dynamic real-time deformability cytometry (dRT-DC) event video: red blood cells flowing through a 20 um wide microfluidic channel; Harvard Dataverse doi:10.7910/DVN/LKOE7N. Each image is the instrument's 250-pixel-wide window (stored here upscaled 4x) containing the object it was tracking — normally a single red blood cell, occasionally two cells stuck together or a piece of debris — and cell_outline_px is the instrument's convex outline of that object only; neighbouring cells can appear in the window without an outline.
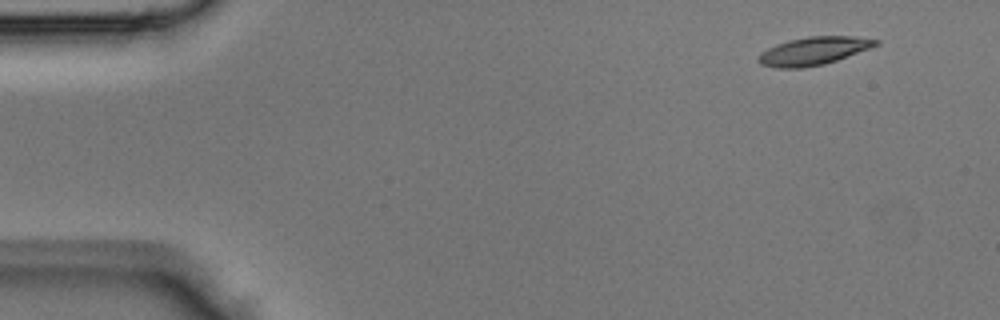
{"species": "Egyptian fruit bat (a non-hibernating species)", "species_latin": "Rousettus aegyptiacus", "temperature_condition": "room temperature", "stored_images_in_passage": 4, "camera_frame_rate_fps": 3000, "um_per_image_px": 0.085, "animal": {"sex": "male"}, "frame": {"image": 1, "passage_image": 1, "time_ms": 0.0, "image_size_px": [1000, 320], "cell_outline_px": [[880, 44], [836, 60], [824, 64], [800, 68], [776, 68], [760, 64], [756, 60], [760, 52], [776, 44], [788, 40], [808, 36], [856, 36], [880, 40]], "centroid_in_image_um": [69.12, 4.32], "position_along_channel_um": 15.9, "area_um2": 19.19}}
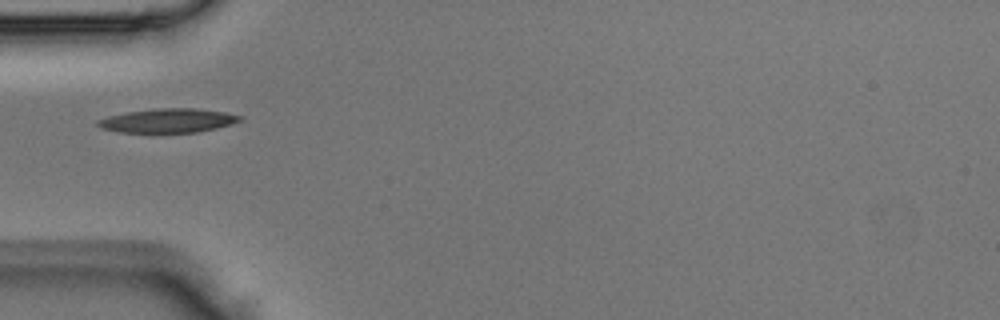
{"frame": {"image": 2, "passage_image": 3, "time_ms": 0.667, "image_size_px": [1000, 320], "cell_outline_px": [[244, 120], [232, 124], [200, 132], [152, 136], [116, 132], [100, 128], [96, 124], [96, 120], [108, 116], [128, 112], [156, 108], [196, 108], [224, 112], [244, 116]], "centroid_in_image_um": [14.24, 10.31], "position_along_channel_um": 70.8, "area_um2": 21.27}}
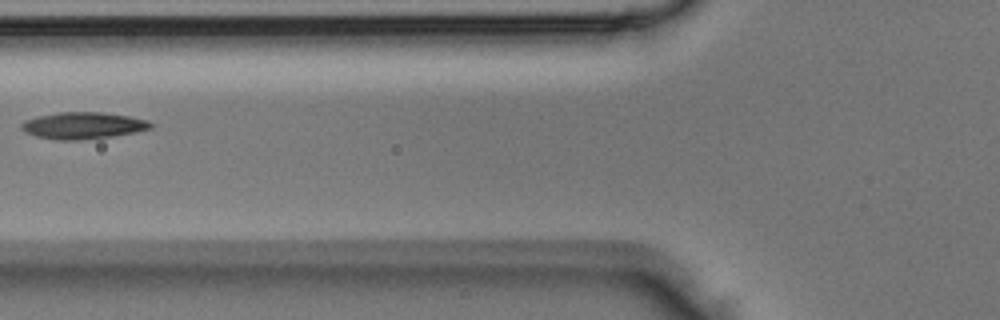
{"frame": {"image": 3, "passage_image": 4, "time_ms": 1.0, "image_size_px": [1000, 320], "cell_outline_px": [[152, 128], [136, 132], [112, 136], [80, 140], [56, 140], [36, 136], [24, 132], [20, 128], [20, 124], [24, 120], [36, 116], [60, 112], [100, 112], [128, 116], [148, 120], [152, 124]], "centroid_in_image_um": [7.01, 10.67], "position_along_channel_um": 118.8, "area_um2": 20.23}}